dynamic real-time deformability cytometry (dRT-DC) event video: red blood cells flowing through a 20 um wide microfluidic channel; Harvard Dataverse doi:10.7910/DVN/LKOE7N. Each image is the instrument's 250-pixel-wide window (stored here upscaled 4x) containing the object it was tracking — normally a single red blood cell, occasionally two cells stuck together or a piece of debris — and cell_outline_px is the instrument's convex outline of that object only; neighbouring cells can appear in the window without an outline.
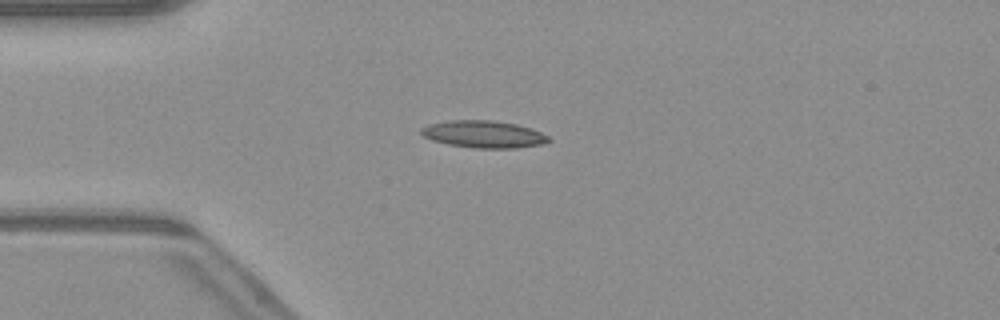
{"species": "common noctule bat (a hibernating species)", "species_latin": "Nyctalus noctula", "temperature_condition": "warm", "stored_images_in_passage": 51, "camera_frame_rate_fps": 3000, "um_per_image_px": 0.085, "animal": {"sex": "male", "body_mass_g": 23.1, "forearm_length_mm": 52.7}, "frame": {"image": 1, "passage_image": 13, "time_ms": 4.0, "image_size_px": [1000, 320], "cell_outline_px": [[552, 140], [544, 144], [516, 148], [476, 148], [448, 144], [432, 140], [424, 136], [420, 132], [420, 128], [428, 124], [448, 120], [492, 120], [516, 124], [532, 128], [548, 136]], "centroid_in_image_um": [41.12, 11.4], "position_along_channel_um": 43.9, "area_um2": 20.29}}
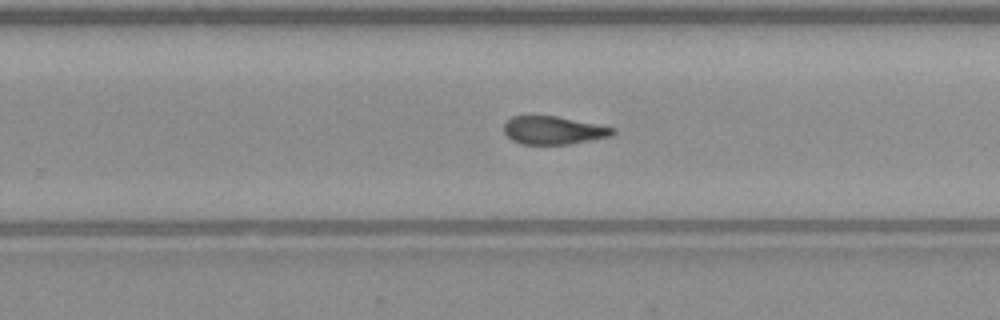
{"frame": {"image": 2, "passage_image": 32, "time_ms": 10.333, "image_size_px": [1000, 320], "cell_outline_px": [[616, 132], [612, 136], [592, 140], [568, 144], [520, 144], [512, 140], [504, 132], [504, 124], [512, 116], [556, 116], [616, 128]], "centroid_in_image_um": [47.06, 11.08], "position_along_channel_um": 282.7, "area_um2": 17.74}}
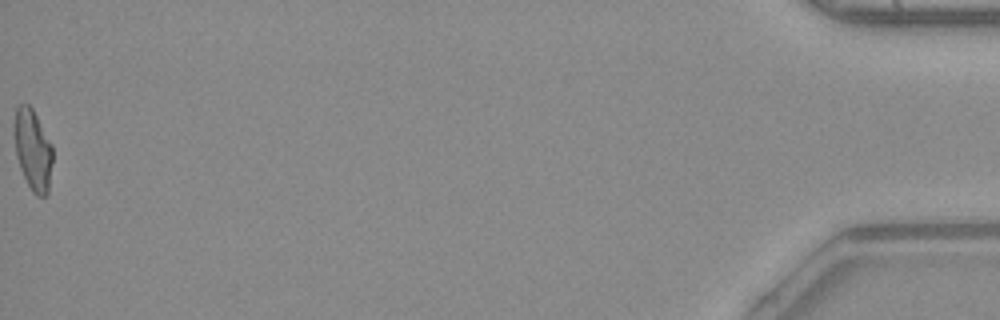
{"frame": {"image": 3, "passage_image": 51, "time_ms": 16.667, "image_size_px": [1000, 320], "cell_outline_px": [[52, 160], [48, 192], [44, 196], [36, 196], [32, 192], [20, 168], [16, 156], [12, 132], [12, 128], [16, 108], [20, 104], [28, 104], [32, 108], [52, 144]], "centroid_in_image_um": [2.76, 12.71], "position_along_channel_um": 432.4, "area_um2": 18.32}, "authors_computed_cell_mechanics": {"area_um2": 18.6116, "velocity_mm_per_s": 4.0829, "shape_relaxation_time_tau1_ms": null, "shape_relaxation_time_tau2_ms": 3.0072, "deformation_change_tau1": null, "deformation_change_tau2": 0.1207}}